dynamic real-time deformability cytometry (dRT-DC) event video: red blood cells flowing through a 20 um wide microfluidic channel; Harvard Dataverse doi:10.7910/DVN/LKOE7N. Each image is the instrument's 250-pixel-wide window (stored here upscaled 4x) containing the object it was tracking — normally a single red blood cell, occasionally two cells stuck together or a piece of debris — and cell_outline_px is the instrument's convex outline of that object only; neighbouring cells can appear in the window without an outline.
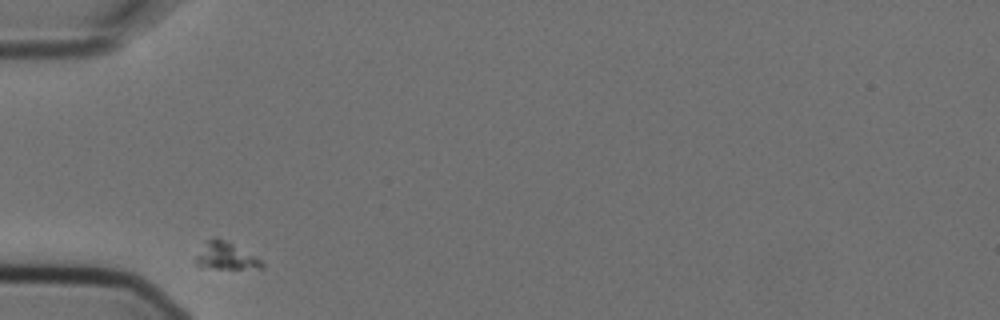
{"species": "Egyptian fruit bat (a non-hibernating species)", "species_latin": "Rousettus aegyptiacus", "temperature_condition": "cold", "stored_images_in_passage": 3, "camera_frame_rate_fps": 3000, "um_per_image_px": 0.085, "animal": {"sex": "female"}, "frame": {"image": 1, "passage_image": 1, "time_ms": 0.0, "image_size_px": [1000, 320], "cell_outline_px": [[264, 268], [200, 268], [196, 264], [196, 256], [204, 240], [216, 236], [256, 256], [264, 264]], "centroid_in_image_um": [19.13, 21.75], "position_along_channel_um": 65.9, "area_um2": 10.52}}